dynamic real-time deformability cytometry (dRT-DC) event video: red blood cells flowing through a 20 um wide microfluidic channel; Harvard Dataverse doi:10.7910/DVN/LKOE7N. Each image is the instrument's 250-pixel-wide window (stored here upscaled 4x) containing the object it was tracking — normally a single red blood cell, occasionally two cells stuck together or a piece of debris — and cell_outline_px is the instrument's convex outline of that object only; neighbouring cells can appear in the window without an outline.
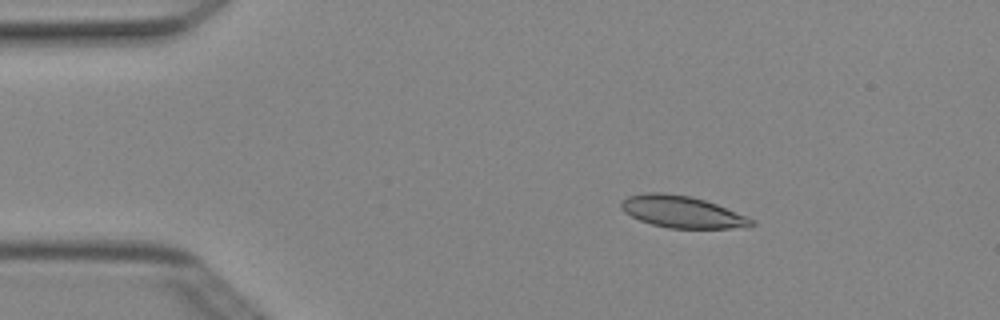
{"species": "Egyptian fruit bat (a non-hibernating species)", "species_latin": "Rousettus aegyptiacus", "temperature_condition": "cold", "stored_images_in_passage": 5, "camera_frame_rate_fps": 3000, "um_per_image_px": 0.085, "animal": {"sex": "female"}, "frame": {"image": 1, "passage_image": 3, "time_ms": 0.667, "image_size_px": [1000, 320], "cell_outline_px": [[756, 224], [752, 228], [668, 228], [652, 224], [640, 220], [624, 212], [620, 208], [620, 200], [628, 196], [644, 192], [664, 192], [692, 196], [716, 204], [748, 216], [756, 220]], "centroid_in_image_um": [58.01, 18.0], "position_along_channel_um": 27.0, "area_um2": 24.62}}